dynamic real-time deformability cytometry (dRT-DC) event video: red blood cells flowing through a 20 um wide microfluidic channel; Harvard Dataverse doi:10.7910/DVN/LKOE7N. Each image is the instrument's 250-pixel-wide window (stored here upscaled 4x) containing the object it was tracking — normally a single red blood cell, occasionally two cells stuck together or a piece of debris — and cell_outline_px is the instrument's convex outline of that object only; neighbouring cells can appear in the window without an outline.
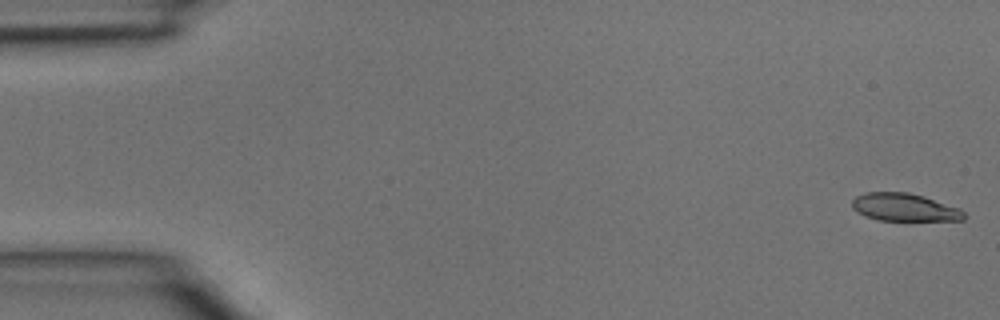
{"species": "common noctule bat (a hibernating species)", "species_latin": "Nyctalus noctula", "temperature_condition": "room temperature", "stored_images_in_passage": 4, "camera_frame_rate_fps": 3000, "um_per_image_px": 0.085, "animal": {"sex": "male", "body_mass_g": 15.6}, "frame": {"image": 1, "passage_image": 1, "time_ms": 0.0, "image_size_px": [1000, 320], "cell_outline_px": [[964, 220], [880, 220], [864, 216], [856, 212], [852, 208], [852, 200], [856, 196], [864, 192], [908, 192], [924, 196], [960, 208], [964, 212]], "centroid_in_image_um": [76.84, 17.61], "position_along_channel_um": 8.2, "area_um2": 18.15}}